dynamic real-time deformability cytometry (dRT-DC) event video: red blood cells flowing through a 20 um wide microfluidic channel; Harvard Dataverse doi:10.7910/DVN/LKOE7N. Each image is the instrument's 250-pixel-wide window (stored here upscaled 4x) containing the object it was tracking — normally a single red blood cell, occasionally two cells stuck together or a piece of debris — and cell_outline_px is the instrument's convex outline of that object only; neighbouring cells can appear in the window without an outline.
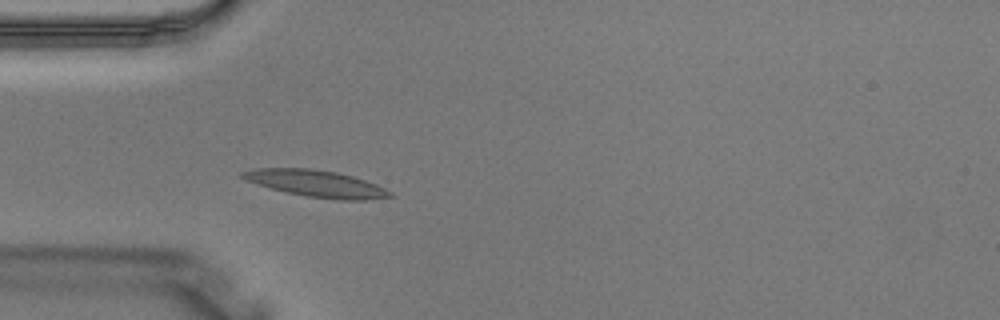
{"species": "Egyptian fruit bat (a non-hibernating species)", "species_latin": "Rousettus aegyptiacus", "temperature_condition": "warm", "stored_images_in_passage": 3, "camera_frame_rate_fps": 3000, "um_per_image_px": 0.085, "animal": {"sex": "male"}, "frame": {"image": 1, "passage_image": 3, "time_ms": 0.667, "image_size_px": [1000, 320], "cell_outline_px": [[396, 196], [364, 200], [336, 200], [308, 196], [288, 192], [272, 188], [244, 180], [240, 176], [240, 172], [256, 168], [308, 168], [336, 172], [352, 176], [376, 184], [392, 192]], "centroid_in_image_um": [26.89, 15.6], "position_along_channel_um": 58.1, "area_um2": 22.83}}